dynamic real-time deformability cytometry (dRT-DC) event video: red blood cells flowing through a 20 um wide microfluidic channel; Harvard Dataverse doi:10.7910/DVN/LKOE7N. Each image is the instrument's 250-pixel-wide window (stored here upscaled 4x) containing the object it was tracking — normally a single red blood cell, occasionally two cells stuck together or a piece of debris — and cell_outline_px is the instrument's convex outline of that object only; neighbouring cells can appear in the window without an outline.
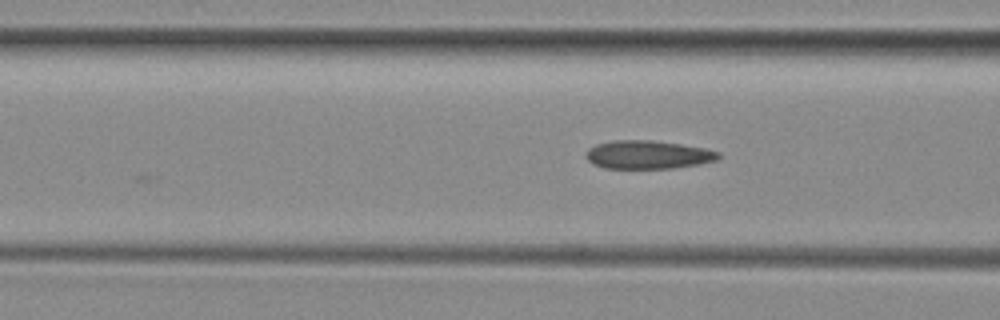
{"species": "common noctule bat (a hibernating species)", "species_latin": "Nyctalus noctula", "temperature_condition": "room temperature", "stored_images_in_passage": 9, "camera_frame_rate_fps": 3000, "um_per_image_px": 0.085, "animal": {"sex": "female", "body_mass_g": 29.2, "forearm_length_mm": 56.3}, "frame": {"image": 1, "passage_image": 9, "time_ms": 10.333, "image_size_px": [1000, 320], "cell_outline_px": [[720, 156], [716, 160], [700, 164], [672, 168], [604, 168], [592, 164], [584, 156], [584, 152], [588, 148], [596, 144], [616, 140], [652, 140], [680, 144], [704, 148], [720, 152]], "centroid_in_image_um": [55.03, 13.15], "position_along_channel_um": 111.6, "area_um2": 21.96}}